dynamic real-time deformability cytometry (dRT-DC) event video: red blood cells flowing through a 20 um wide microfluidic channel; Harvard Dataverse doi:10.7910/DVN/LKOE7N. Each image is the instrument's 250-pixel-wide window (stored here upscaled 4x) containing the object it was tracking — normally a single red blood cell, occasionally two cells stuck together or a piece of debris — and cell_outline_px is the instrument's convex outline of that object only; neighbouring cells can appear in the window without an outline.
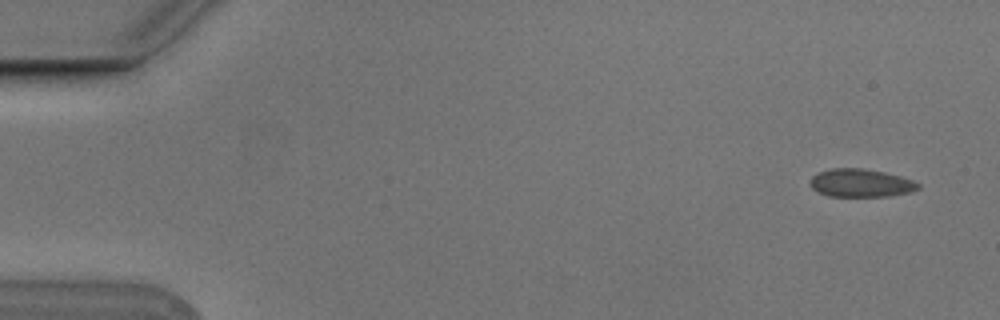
{"species": "Egyptian fruit bat (a non-hibernating species)", "species_latin": "Rousettus aegyptiacus", "temperature_condition": "cold", "stored_images_in_passage": 6, "camera_frame_rate_fps": 3000, "um_per_image_px": 0.085, "animal": {"sex": "male"}, "frame": {"image": 1, "passage_image": 1, "time_ms": 0.0, "image_size_px": [1000, 320], "cell_outline_px": [[920, 188], [908, 192], [888, 196], [828, 196], [812, 188], [808, 184], [812, 176], [820, 172], [832, 168], [864, 168], [884, 172], [900, 176], [912, 180], [920, 184]], "centroid_in_image_um": [73.15, 15.55], "position_along_channel_um": 11.9, "area_um2": 17.57}}